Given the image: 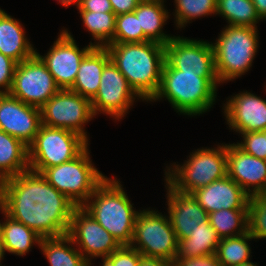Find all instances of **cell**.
Returning <instances> with one entry per match:
<instances>
[{"mask_svg": "<svg viewBox=\"0 0 266 266\" xmlns=\"http://www.w3.org/2000/svg\"><path fill=\"white\" fill-rule=\"evenodd\" d=\"M75 207L41 173L30 169L0 182V209L42 238L67 235Z\"/></svg>", "mask_w": 266, "mask_h": 266, "instance_id": "1", "label": "cell"}, {"mask_svg": "<svg viewBox=\"0 0 266 266\" xmlns=\"http://www.w3.org/2000/svg\"><path fill=\"white\" fill-rule=\"evenodd\" d=\"M110 60L125 76L129 85L144 101L157 93L163 64L165 45L146 41L142 43H111L105 46Z\"/></svg>", "mask_w": 266, "mask_h": 266, "instance_id": "2", "label": "cell"}, {"mask_svg": "<svg viewBox=\"0 0 266 266\" xmlns=\"http://www.w3.org/2000/svg\"><path fill=\"white\" fill-rule=\"evenodd\" d=\"M218 84V77L184 73L164 62L159 89L150 101L165 98L177 113L196 116L215 104Z\"/></svg>", "mask_w": 266, "mask_h": 266, "instance_id": "3", "label": "cell"}, {"mask_svg": "<svg viewBox=\"0 0 266 266\" xmlns=\"http://www.w3.org/2000/svg\"><path fill=\"white\" fill-rule=\"evenodd\" d=\"M117 178H106L82 205V207L106 230L121 246H129L134 233L138 211L123 190Z\"/></svg>", "mask_w": 266, "mask_h": 266, "instance_id": "4", "label": "cell"}, {"mask_svg": "<svg viewBox=\"0 0 266 266\" xmlns=\"http://www.w3.org/2000/svg\"><path fill=\"white\" fill-rule=\"evenodd\" d=\"M258 38L257 28L225 26L215 43H212L220 84L233 81L249 71L259 48Z\"/></svg>", "mask_w": 266, "mask_h": 266, "instance_id": "5", "label": "cell"}, {"mask_svg": "<svg viewBox=\"0 0 266 266\" xmlns=\"http://www.w3.org/2000/svg\"><path fill=\"white\" fill-rule=\"evenodd\" d=\"M227 144L197 149L183 165L166 166L165 182L180 193L192 194L227 176ZM171 167V168H170Z\"/></svg>", "mask_w": 266, "mask_h": 266, "instance_id": "6", "label": "cell"}, {"mask_svg": "<svg viewBox=\"0 0 266 266\" xmlns=\"http://www.w3.org/2000/svg\"><path fill=\"white\" fill-rule=\"evenodd\" d=\"M88 146L73 160L46 168L41 174L76 206H82L107 178L92 163Z\"/></svg>", "mask_w": 266, "mask_h": 266, "instance_id": "7", "label": "cell"}, {"mask_svg": "<svg viewBox=\"0 0 266 266\" xmlns=\"http://www.w3.org/2000/svg\"><path fill=\"white\" fill-rule=\"evenodd\" d=\"M89 143L79 134L61 128L40 126L34 141L28 146L29 169L42 173L77 157Z\"/></svg>", "mask_w": 266, "mask_h": 266, "instance_id": "8", "label": "cell"}, {"mask_svg": "<svg viewBox=\"0 0 266 266\" xmlns=\"http://www.w3.org/2000/svg\"><path fill=\"white\" fill-rule=\"evenodd\" d=\"M157 212L150 208L139 210L129 246L144 256L174 261L178 240L169 217Z\"/></svg>", "mask_w": 266, "mask_h": 266, "instance_id": "9", "label": "cell"}, {"mask_svg": "<svg viewBox=\"0 0 266 266\" xmlns=\"http://www.w3.org/2000/svg\"><path fill=\"white\" fill-rule=\"evenodd\" d=\"M40 112L42 125L73 131L89 141L84 126L95 117L90 99L70 89H60Z\"/></svg>", "mask_w": 266, "mask_h": 266, "instance_id": "10", "label": "cell"}, {"mask_svg": "<svg viewBox=\"0 0 266 266\" xmlns=\"http://www.w3.org/2000/svg\"><path fill=\"white\" fill-rule=\"evenodd\" d=\"M59 90L46 64L35 53L17 64L9 93L25 104L41 108Z\"/></svg>", "mask_w": 266, "mask_h": 266, "instance_id": "11", "label": "cell"}, {"mask_svg": "<svg viewBox=\"0 0 266 266\" xmlns=\"http://www.w3.org/2000/svg\"><path fill=\"white\" fill-rule=\"evenodd\" d=\"M136 98L142 99L110 60L103 68L99 89L91 99L94 116L100 112L119 121L128 113Z\"/></svg>", "mask_w": 266, "mask_h": 266, "instance_id": "12", "label": "cell"}, {"mask_svg": "<svg viewBox=\"0 0 266 266\" xmlns=\"http://www.w3.org/2000/svg\"><path fill=\"white\" fill-rule=\"evenodd\" d=\"M67 235L76 244L84 258L92 265L93 258H105L121 245L82 206L72 212ZM92 259V260H91Z\"/></svg>", "mask_w": 266, "mask_h": 266, "instance_id": "13", "label": "cell"}, {"mask_svg": "<svg viewBox=\"0 0 266 266\" xmlns=\"http://www.w3.org/2000/svg\"><path fill=\"white\" fill-rule=\"evenodd\" d=\"M165 62L184 73L217 77L212 42L174 36L165 45Z\"/></svg>", "mask_w": 266, "mask_h": 266, "instance_id": "14", "label": "cell"}, {"mask_svg": "<svg viewBox=\"0 0 266 266\" xmlns=\"http://www.w3.org/2000/svg\"><path fill=\"white\" fill-rule=\"evenodd\" d=\"M78 46L73 35L64 29L46 55L42 56L36 50L60 89H70L73 86L81 61L94 47L92 42L82 49Z\"/></svg>", "mask_w": 266, "mask_h": 266, "instance_id": "15", "label": "cell"}, {"mask_svg": "<svg viewBox=\"0 0 266 266\" xmlns=\"http://www.w3.org/2000/svg\"><path fill=\"white\" fill-rule=\"evenodd\" d=\"M40 108L25 104L10 93L0 94V129L29 146L41 126Z\"/></svg>", "mask_w": 266, "mask_h": 266, "instance_id": "16", "label": "cell"}, {"mask_svg": "<svg viewBox=\"0 0 266 266\" xmlns=\"http://www.w3.org/2000/svg\"><path fill=\"white\" fill-rule=\"evenodd\" d=\"M222 109L229 129L240 133L266 131V100L243 91L231 96Z\"/></svg>", "mask_w": 266, "mask_h": 266, "instance_id": "17", "label": "cell"}, {"mask_svg": "<svg viewBox=\"0 0 266 266\" xmlns=\"http://www.w3.org/2000/svg\"><path fill=\"white\" fill-rule=\"evenodd\" d=\"M226 155L227 176L249 196L266 193V160L244 152L235 143L227 144Z\"/></svg>", "mask_w": 266, "mask_h": 266, "instance_id": "18", "label": "cell"}, {"mask_svg": "<svg viewBox=\"0 0 266 266\" xmlns=\"http://www.w3.org/2000/svg\"><path fill=\"white\" fill-rule=\"evenodd\" d=\"M168 217L177 240L188 238L191 231L202 222H209L208 213L199 205L192 194L180 193L167 182Z\"/></svg>", "mask_w": 266, "mask_h": 266, "instance_id": "19", "label": "cell"}, {"mask_svg": "<svg viewBox=\"0 0 266 266\" xmlns=\"http://www.w3.org/2000/svg\"><path fill=\"white\" fill-rule=\"evenodd\" d=\"M192 195L208 214L222 209H248L250 199L229 176L194 191Z\"/></svg>", "mask_w": 266, "mask_h": 266, "instance_id": "20", "label": "cell"}, {"mask_svg": "<svg viewBox=\"0 0 266 266\" xmlns=\"http://www.w3.org/2000/svg\"><path fill=\"white\" fill-rule=\"evenodd\" d=\"M109 61L106 47L94 46L81 61L70 90L91 100L99 89L103 68Z\"/></svg>", "mask_w": 266, "mask_h": 266, "instance_id": "21", "label": "cell"}, {"mask_svg": "<svg viewBox=\"0 0 266 266\" xmlns=\"http://www.w3.org/2000/svg\"><path fill=\"white\" fill-rule=\"evenodd\" d=\"M24 29L19 20L0 8V53L17 63L25 61L36 53Z\"/></svg>", "mask_w": 266, "mask_h": 266, "instance_id": "22", "label": "cell"}, {"mask_svg": "<svg viewBox=\"0 0 266 266\" xmlns=\"http://www.w3.org/2000/svg\"><path fill=\"white\" fill-rule=\"evenodd\" d=\"M165 1L142 0L133 11L139 18L143 34L150 40L166 45L174 36L165 34L163 27L170 14L164 5Z\"/></svg>", "mask_w": 266, "mask_h": 266, "instance_id": "23", "label": "cell"}, {"mask_svg": "<svg viewBox=\"0 0 266 266\" xmlns=\"http://www.w3.org/2000/svg\"><path fill=\"white\" fill-rule=\"evenodd\" d=\"M27 170L28 146L0 129V182Z\"/></svg>", "mask_w": 266, "mask_h": 266, "instance_id": "24", "label": "cell"}, {"mask_svg": "<svg viewBox=\"0 0 266 266\" xmlns=\"http://www.w3.org/2000/svg\"><path fill=\"white\" fill-rule=\"evenodd\" d=\"M39 248L50 266H89L68 235L41 238Z\"/></svg>", "mask_w": 266, "mask_h": 266, "instance_id": "25", "label": "cell"}, {"mask_svg": "<svg viewBox=\"0 0 266 266\" xmlns=\"http://www.w3.org/2000/svg\"><path fill=\"white\" fill-rule=\"evenodd\" d=\"M220 238L209 222H202L188 238L178 240L176 257H199L216 254Z\"/></svg>", "mask_w": 266, "mask_h": 266, "instance_id": "26", "label": "cell"}, {"mask_svg": "<svg viewBox=\"0 0 266 266\" xmlns=\"http://www.w3.org/2000/svg\"><path fill=\"white\" fill-rule=\"evenodd\" d=\"M4 222H0L5 251L18 256H24L31 251L33 245L40 244L41 236L23 223L17 222L6 215Z\"/></svg>", "mask_w": 266, "mask_h": 266, "instance_id": "27", "label": "cell"}, {"mask_svg": "<svg viewBox=\"0 0 266 266\" xmlns=\"http://www.w3.org/2000/svg\"><path fill=\"white\" fill-rule=\"evenodd\" d=\"M208 219L220 239L248 231V209H222L208 214Z\"/></svg>", "mask_w": 266, "mask_h": 266, "instance_id": "28", "label": "cell"}, {"mask_svg": "<svg viewBox=\"0 0 266 266\" xmlns=\"http://www.w3.org/2000/svg\"><path fill=\"white\" fill-rule=\"evenodd\" d=\"M216 15L225 18L228 25L257 28L261 20L252 0H216Z\"/></svg>", "mask_w": 266, "mask_h": 266, "instance_id": "29", "label": "cell"}, {"mask_svg": "<svg viewBox=\"0 0 266 266\" xmlns=\"http://www.w3.org/2000/svg\"><path fill=\"white\" fill-rule=\"evenodd\" d=\"M87 31L94 38L95 47H105L114 43L116 15L113 12L79 11Z\"/></svg>", "mask_w": 266, "mask_h": 266, "instance_id": "30", "label": "cell"}, {"mask_svg": "<svg viewBox=\"0 0 266 266\" xmlns=\"http://www.w3.org/2000/svg\"><path fill=\"white\" fill-rule=\"evenodd\" d=\"M252 239L254 237L248 231L239 236L220 239L216 255L222 266H238L251 260L248 241Z\"/></svg>", "mask_w": 266, "mask_h": 266, "instance_id": "31", "label": "cell"}, {"mask_svg": "<svg viewBox=\"0 0 266 266\" xmlns=\"http://www.w3.org/2000/svg\"><path fill=\"white\" fill-rule=\"evenodd\" d=\"M216 0H174L176 27L184 28L187 23L207 15H216Z\"/></svg>", "mask_w": 266, "mask_h": 266, "instance_id": "32", "label": "cell"}, {"mask_svg": "<svg viewBox=\"0 0 266 266\" xmlns=\"http://www.w3.org/2000/svg\"><path fill=\"white\" fill-rule=\"evenodd\" d=\"M150 41L140 28L134 12L116 15L114 43H142Z\"/></svg>", "mask_w": 266, "mask_h": 266, "instance_id": "33", "label": "cell"}, {"mask_svg": "<svg viewBox=\"0 0 266 266\" xmlns=\"http://www.w3.org/2000/svg\"><path fill=\"white\" fill-rule=\"evenodd\" d=\"M248 232L255 239H266V193L250 196Z\"/></svg>", "mask_w": 266, "mask_h": 266, "instance_id": "34", "label": "cell"}, {"mask_svg": "<svg viewBox=\"0 0 266 266\" xmlns=\"http://www.w3.org/2000/svg\"><path fill=\"white\" fill-rule=\"evenodd\" d=\"M243 141L237 146L244 152L259 159L266 160V131L240 133Z\"/></svg>", "mask_w": 266, "mask_h": 266, "instance_id": "35", "label": "cell"}, {"mask_svg": "<svg viewBox=\"0 0 266 266\" xmlns=\"http://www.w3.org/2000/svg\"><path fill=\"white\" fill-rule=\"evenodd\" d=\"M141 255L142 254L138 250L130 246H121L118 250L111 253L107 258L115 266H138Z\"/></svg>", "mask_w": 266, "mask_h": 266, "instance_id": "36", "label": "cell"}, {"mask_svg": "<svg viewBox=\"0 0 266 266\" xmlns=\"http://www.w3.org/2000/svg\"><path fill=\"white\" fill-rule=\"evenodd\" d=\"M17 64L13 59L0 53V94L10 92Z\"/></svg>", "mask_w": 266, "mask_h": 266, "instance_id": "37", "label": "cell"}, {"mask_svg": "<svg viewBox=\"0 0 266 266\" xmlns=\"http://www.w3.org/2000/svg\"><path fill=\"white\" fill-rule=\"evenodd\" d=\"M175 266H222L216 254L199 257H175Z\"/></svg>", "mask_w": 266, "mask_h": 266, "instance_id": "38", "label": "cell"}, {"mask_svg": "<svg viewBox=\"0 0 266 266\" xmlns=\"http://www.w3.org/2000/svg\"><path fill=\"white\" fill-rule=\"evenodd\" d=\"M77 9L89 12H113L110 0H79Z\"/></svg>", "mask_w": 266, "mask_h": 266, "instance_id": "39", "label": "cell"}, {"mask_svg": "<svg viewBox=\"0 0 266 266\" xmlns=\"http://www.w3.org/2000/svg\"><path fill=\"white\" fill-rule=\"evenodd\" d=\"M142 0H110L115 15L133 12Z\"/></svg>", "mask_w": 266, "mask_h": 266, "instance_id": "40", "label": "cell"}, {"mask_svg": "<svg viewBox=\"0 0 266 266\" xmlns=\"http://www.w3.org/2000/svg\"><path fill=\"white\" fill-rule=\"evenodd\" d=\"M138 266H175L174 261L141 255Z\"/></svg>", "mask_w": 266, "mask_h": 266, "instance_id": "41", "label": "cell"}, {"mask_svg": "<svg viewBox=\"0 0 266 266\" xmlns=\"http://www.w3.org/2000/svg\"><path fill=\"white\" fill-rule=\"evenodd\" d=\"M261 21L266 19V0H252Z\"/></svg>", "mask_w": 266, "mask_h": 266, "instance_id": "42", "label": "cell"}, {"mask_svg": "<svg viewBox=\"0 0 266 266\" xmlns=\"http://www.w3.org/2000/svg\"><path fill=\"white\" fill-rule=\"evenodd\" d=\"M5 248H4V242H3V238H2V231L0 228V266L1 265V261L4 259V255H5Z\"/></svg>", "mask_w": 266, "mask_h": 266, "instance_id": "43", "label": "cell"}, {"mask_svg": "<svg viewBox=\"0 0 266 266\" xmlns=\"http://www.w3.org/2000/svg\"><path fill=\"white\" fill-rule=\"evenodd\" d=\"M78 1L79 0H58V3H61L63 6H65L67 8L69 5H73V4H75V6H77Z\"/></svg>", "mask_w": 266, "mask_h": 266, "instance_id": "44", "label": "cell"}, {"mask_svg": "<svg viewBox=\"0 0 266 266\" xmlns=\"http://www.w3.org/2000/svg\"><path fill=\"white\" fill-rule=\"evenodd\" d=\"M102 265L101 266H115L107 257L102 259ZM91 266V265H89Z\"/></svg>", "mask_w": 266, "mask_h": 266, "instance_id": "45", "label": "cell"}, {"mask_svg": "<svg viewBox=\"0 0 266 266\" xmlns=\"http://www.w3.org/2000/svg\"><path fill=\"white\" fill-rule=\"evenodd\" d=\"M238 266H257V263H253V262H251V261L249 260V261L244 262V263H242V264H240V265H238Z\"/></svg>", "mask_w": 266, "mask_h": 266, "instance_id": "46", "label": "cell"}]
</instances>
